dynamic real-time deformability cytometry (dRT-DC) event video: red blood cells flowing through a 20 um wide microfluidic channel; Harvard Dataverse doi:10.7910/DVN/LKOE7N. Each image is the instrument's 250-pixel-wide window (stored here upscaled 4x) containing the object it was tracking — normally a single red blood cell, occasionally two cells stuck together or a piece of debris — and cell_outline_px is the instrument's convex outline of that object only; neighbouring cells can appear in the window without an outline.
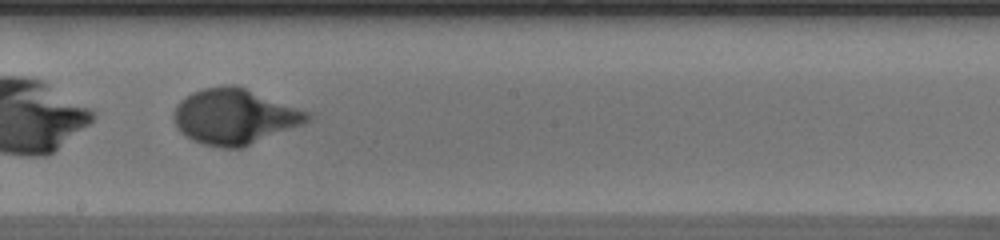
{"species": "human", "species_latin": "Homo sapiens", "temperature_condition": "warm", "stored_images_in_passage": 47, "camera_frame_rate_fps": 3000, "um_per_image_px": 0.085, "donor": {"sex": "male"}, "frame": {"image": 1, "passage_image": 26, "time_ms": 8.333, "image_size_px": [1000, 240], "cell_outline_px": [[316, 116], [300, 124], [240, 148], [224, 148], [204, 144], [192, 140], [184, 136], [176, 128], [172, 116], [176, 104], [180, 100], [192, 92], [204, 88], [224, 84], [236, 84], [312, 112]], "centroid_in_image_um": [19.91, 9.87], "position_along_channel_um": 228.3, "area_um2": 43.41}}
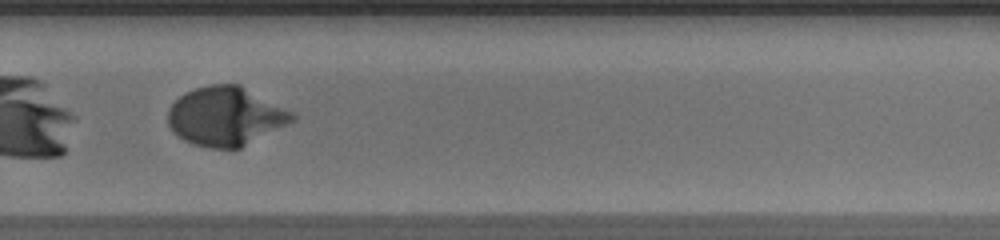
{"frame": {"image": 2, "passage_image": 32, "time_ms": 10.333, "image_size_px": [1000, 240], "cell_outline_px": [[296, 120], [240, 148], [208, 148], [192, 144], [184, 140], [172, 132], [168, 124], [168, 108], [180, 96], [196, 88], [212, 84], [240, 84], [296, 112]], "centroid_in_image_um": [19.21, 9.88], "position_along_channel_um": 310.6, "area_um2": 42.95}}
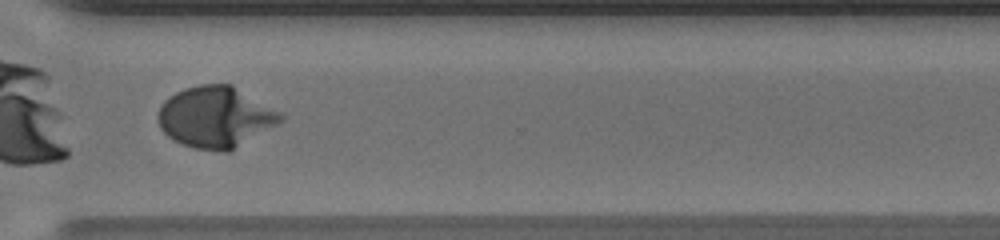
{"frame": {"image": 3, "passage_image": 35, "time_ms": 11.333, "image_size_px": [1000, 240], "cell_outline_px": [[284, 120], [228, 152], [220, 152], [196, 148], [184, 144], [168, 136], [160, 128], [156, 116], [160, 104], [168, 96], [184, 88], [200, 84], [232, 84], [280, 112], [284, 116]], "centroid_in_image_um": [18.29, 9.93], "position_along_channel_um": 352.3, "area_um2": 43.58}, "authors_computed_cell_mechanics": {"area_um2": 42.9454, "velocity_mm_per_s": 4.1362, "shape_relaxation_time_tau1_ms": 2.2421, "shape_relaxation_time_tau2_ms": null, "deformation_change_tau1": 0.3423, "deformation_change_tau2": null}}